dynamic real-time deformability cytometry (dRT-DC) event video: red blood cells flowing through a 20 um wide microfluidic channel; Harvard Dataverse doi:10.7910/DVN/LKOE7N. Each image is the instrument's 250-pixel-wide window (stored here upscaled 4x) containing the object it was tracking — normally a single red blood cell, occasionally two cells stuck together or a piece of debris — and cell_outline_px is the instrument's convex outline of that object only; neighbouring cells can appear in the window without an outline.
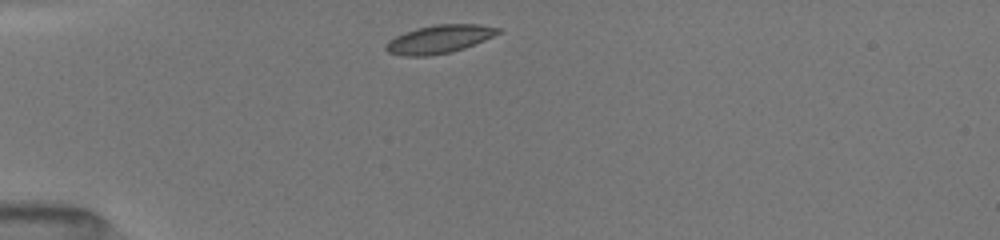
{"species": "common noctule bat (a hibernating species)", "species_latin": "Nyctalus noctula", "temperature_condition": "room temperature", "stored_images_in_passage": 16, "camera_frame_rate_fps": 3000, "um_per_image_px": 0.085, "animal": {"sex": "female", "body_mass_g": 19.5, "forearm_length_mm": 54.1}, "frame": {"image": 1, "passage_image": 1, "time_ms": 0.0, "image_size_px": [1000, 240], "cell_outline_px": [[504, 32], [464, 48], [452, 52], [428, 56], [404, 56], [388, 52], [384, 48], [388, 40], [404, 32], [416, 28], [432, 24], [480, 24], [500, 28]], "centroid_in_image_um": [37.35, 3.32], "position_along_channel_um": 47.7, "area_um2": 18.67}}
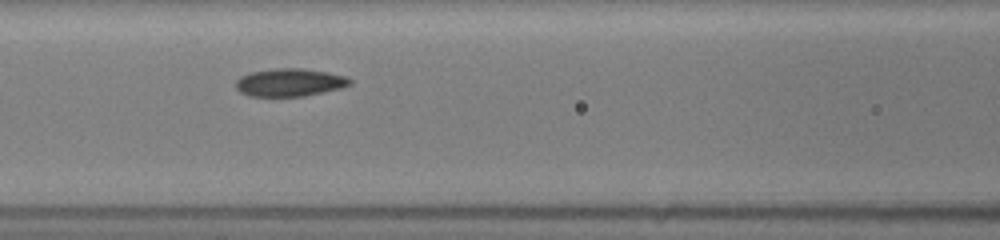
{"frame": {"image": 2, "passage_image": 10, "time_ms": 3.0, "image_size_px": [1000, 240], "cell_outline_px": [[352, 84], [340, 88], [304, 96], [248, 96], [240, 92], [236, 88], [236, 80], [240, 76], [252, 72], [276, 68], [300, 68], [328, 72], [344, 76], [352, 80]], "centroid_in_image_um": [24.61, 7.0], "position_along_channel_um": 142.0, "area_um2": 18.44}}
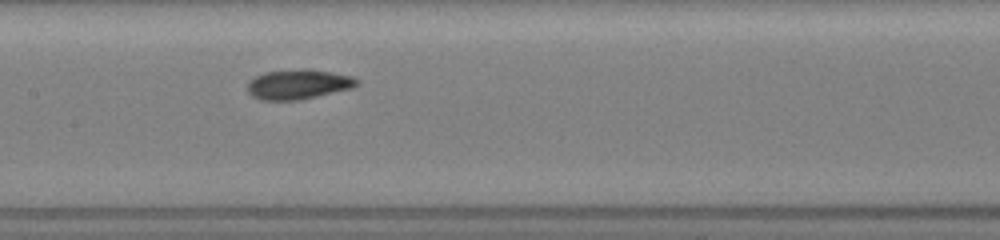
{"frame": {"image": 3, "passage_image": 15, "time_ms": 4.0, "image_size_px": [1000, 240], "cell_outline_px": [[360, 84], [352, 88], [300, 100], [260, 100], [252, 96], [248, 92], [248, 80], [264, 72], [300, 68], [308, 68], [332, 72], [352, 76], [360, 80]], "centroid_in_image_um": [25.37, 7.15], "position_along_channel_um": 182.0, "area_um2": 19.31}}